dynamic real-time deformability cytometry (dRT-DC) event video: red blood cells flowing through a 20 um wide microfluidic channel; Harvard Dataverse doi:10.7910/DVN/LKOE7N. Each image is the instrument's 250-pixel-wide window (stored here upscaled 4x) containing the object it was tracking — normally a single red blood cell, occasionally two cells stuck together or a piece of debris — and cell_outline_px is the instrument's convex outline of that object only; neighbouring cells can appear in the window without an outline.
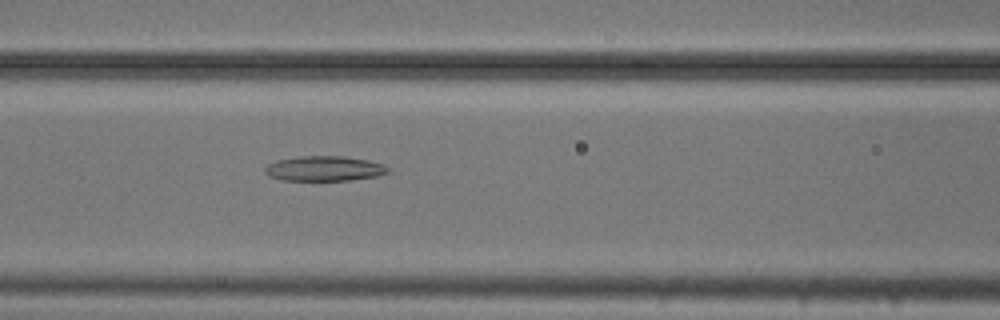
{"species": "common noctule bat (a hibernating species)", "species_latin": "Nyctalus noctula", "temperature_condition": "cold", "stored_images_in_passage": 54, "camera_frame_rate_fps": 3000, "um_per_image_px": 0.085, "animal": {"sex": "male", "body_mass_g": 20.5, "forearm_length_mm": 52.5}, "frame": {"image": 1, "passage_image": 23, "time_ms": 7.333, "image_size_px": [1000, 320], "cell_outline_px": [[392, 172], [376, 176], [348, 180], [284, 180], [268, 176], [264, 172], [264, 168], [268, 164], [276, 160], [300, 156], [344, 156], [368, 160], [384, 164], [392, 168]], "centroid_in_image_um": [27.6, 14.32], "position_along_channel_um": 139.0, "area_um2": 18.09}}
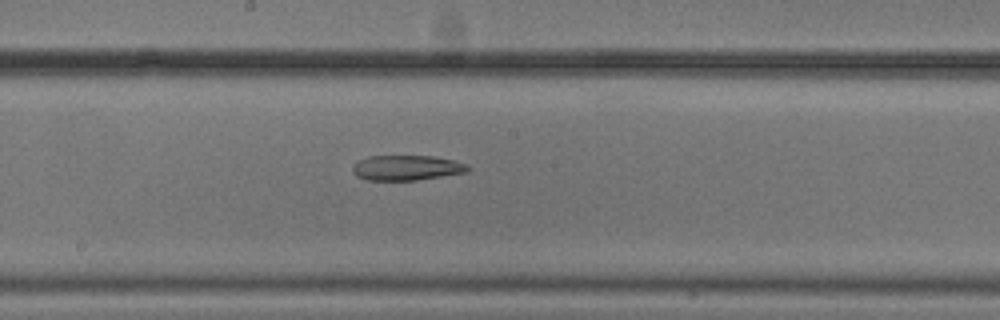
{"frame": {"image": 2, "passage_image": 29, "time_ms": 9.333, "image_size_px": [1000, 320], "cell_outline_px": [[472, 168], [468, 172], [416, 180], [364, 180], [356, 176], [352, 172], [352, 164], [368, 156], [432, 156], [452, 160], [468, 164]], "centroid_in_image_um": [34.55, 14.26], "position_along_channel_um": 213.6, "area_um2": 16.99}}
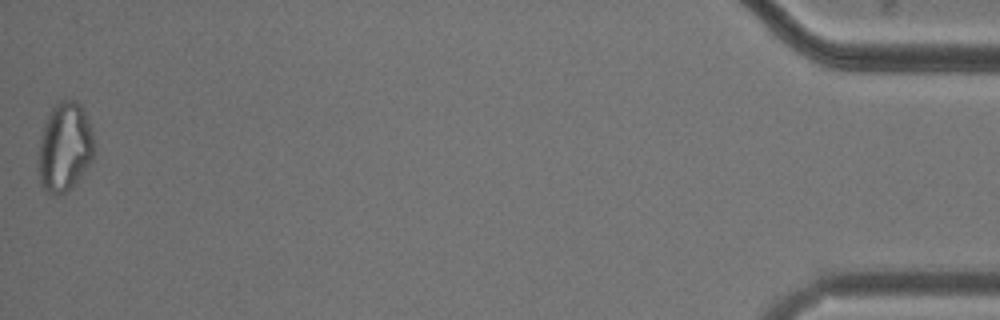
{"frame": {"image": 3, "passage_image": 54, "time_ms": 17.667, "image_size_px": [1000, 320], "cell_outline_px": [[92, 160], [76, 184], [72, 188], [56, 196], [44, 192], [40, 184], [36, 168], [40, 136], [44, 124], [52, 108], [64, 96], [76, 100], [80, 104], [92, 128]], "centroid_in_image_um": [5.45, 12.53], "position_along_channel_um": 429.8, "area_um2": 29.59}}